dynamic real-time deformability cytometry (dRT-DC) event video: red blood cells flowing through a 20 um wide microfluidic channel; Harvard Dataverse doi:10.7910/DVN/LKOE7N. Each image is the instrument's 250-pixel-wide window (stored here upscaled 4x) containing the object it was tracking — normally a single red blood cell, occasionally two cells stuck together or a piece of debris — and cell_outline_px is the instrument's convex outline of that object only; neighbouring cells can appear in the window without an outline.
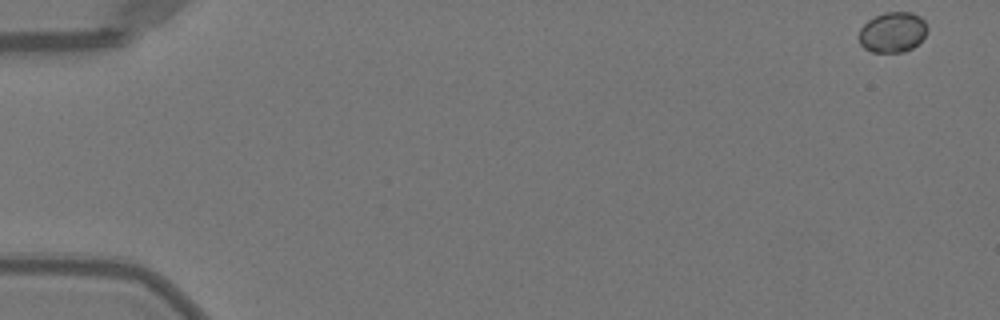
{"species": "Egyptian fruit bat (a non-hibernating species)", "species_latin": "Rousettus aegyptiacus", "temperature_condition": "warm", "stored_images_in_passage": 51, "camera_frame_rate_fps": 3000, "um_per_image_px": 0.085, "animal": {"sex": "female"}, "frame": {"image": 1, "passage_image": 1, "time_ms": 0.0, "image_size_px": [1000, 320], "cell_outline_px": [[928, 28], [924, 36], [912, 48], [904, 52], [872, 52], [864, 48], [860, 44], [856, 36], [860, 28], [868, 20], [884, 12], [912, 12], [920, 16], [924, 20]], "centroid_in_image_um": [75.83, 2.74], "position_along_channel_um": 9.2, "area_um2": 16.24}}
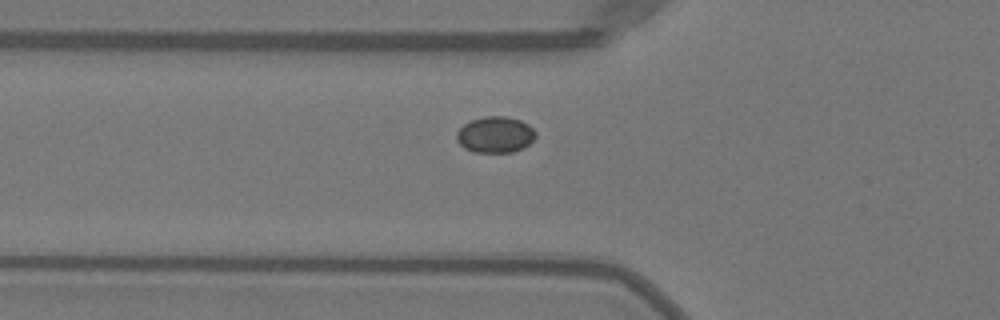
{"frame": {"image": 2, "passage_image": 18, "time_ms": 5.667, "image_size_px": [1000, 320], "cell_outline_px": [[536, 136], [524, 148], [512, 152], [472, 152], [464, 148], [456, 140], [456, 132], [464, 124], [472, 120], [484, 116], [504, 116], [520, 120], [528, 124], [536, 132]], "centroid_in_image_um": [42.08, 11.45], "position_along_channel_um": 83.7, "area_um2": 16.7}}
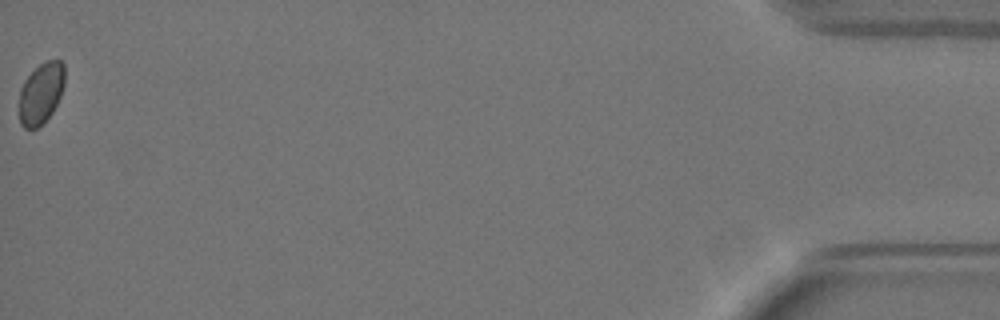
{"frame": {"image": 3, "passage_image": 51, "time_ms": 16.667, "image_size_px": [1000, 320], "cell_outline_px": [[64, 84], [60, 96], [52, 112], [36, 128], [24, 128], [20, 124], [20, 88], [24, 80], [44, 60], [60, 60], [64, 64]], "centroid_in_image_um": [3.48, 7.89], "position_along_channel_um": 431.7, "area_um2": 15.95}}